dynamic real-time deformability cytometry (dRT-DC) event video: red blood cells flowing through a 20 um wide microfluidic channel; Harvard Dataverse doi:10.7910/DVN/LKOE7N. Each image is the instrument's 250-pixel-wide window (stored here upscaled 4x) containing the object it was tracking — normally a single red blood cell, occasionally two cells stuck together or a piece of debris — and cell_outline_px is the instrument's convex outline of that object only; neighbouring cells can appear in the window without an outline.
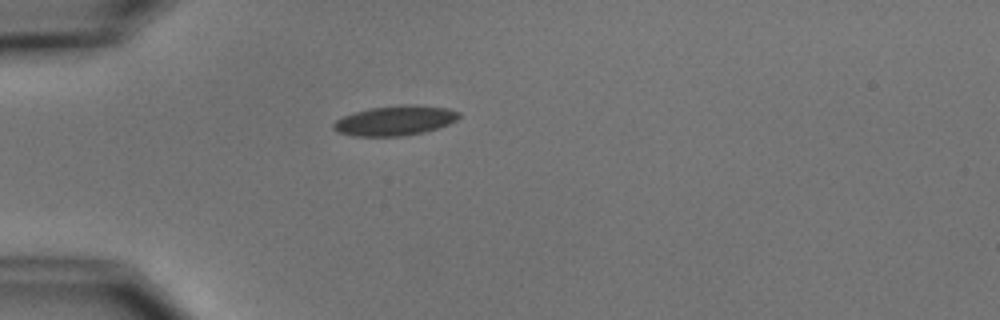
{"species": "common noctule bat (a hibernating species)", "species_latin": "Nyctalus noctula", "temperature_condition": "cold", "stored_images_in_passage": 1, "camera_frame_rate_fps": 3000, "um_per_image_px": 0.085, "animal": {"sex": "male", "body_mass_g": 15.6}, "frame": {"image": 1, "passage_image": 1, "time_ms": 0.0, "image_size_px": [1000, 320], "cell_outline_px": [[460, 116], [456, 120], [448, 124], [424, 132], [400, 136], [352, 136], [336, 132], [332, 128], [332, 124], [336, 120], [344, 116], [368, 108], [400, 104], [416, 104], [448, 108], [460, 112]], "centroid_in_image_um": [33.56, 10.24], "position_along_channel_um": 51.4, "area_um2": 21.96}}